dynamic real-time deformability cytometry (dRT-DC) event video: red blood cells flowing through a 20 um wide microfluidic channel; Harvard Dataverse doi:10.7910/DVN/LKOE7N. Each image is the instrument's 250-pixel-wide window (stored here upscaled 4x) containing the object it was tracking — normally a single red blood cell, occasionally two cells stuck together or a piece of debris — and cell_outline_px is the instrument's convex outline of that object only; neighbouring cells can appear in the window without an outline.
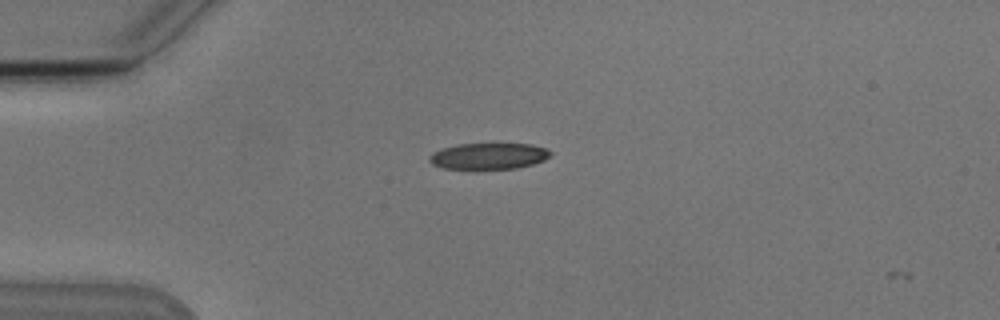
{"species": "Egyptian fruit bat (a non-hibernating species)", "species_latin": "Rousettus aegyptiacus", "temperature_condition": "cold", "stored_images_in_passage": 2, "camera_frame_rate_fps": 3000, "um_per_image_px": 0.085, "animal": {"sex": "male"}, "frame": {"image": 1, "passage_image": 1, "time_ms": 0.0, "image_size_px": [1000, 320], "cell_outline_px": [[552, 152], [544, 160], [532, 164], [516, 168], [476, 172], [440, 168], [432, 164], [428, 160], [428, 156], [432, 152], [456, 144], [532, 144], [544, 148]], "centroid_in_image_um": [41.44, 13.32], "position_along_channel_um": 43.6, "area_um2": 19.36}}